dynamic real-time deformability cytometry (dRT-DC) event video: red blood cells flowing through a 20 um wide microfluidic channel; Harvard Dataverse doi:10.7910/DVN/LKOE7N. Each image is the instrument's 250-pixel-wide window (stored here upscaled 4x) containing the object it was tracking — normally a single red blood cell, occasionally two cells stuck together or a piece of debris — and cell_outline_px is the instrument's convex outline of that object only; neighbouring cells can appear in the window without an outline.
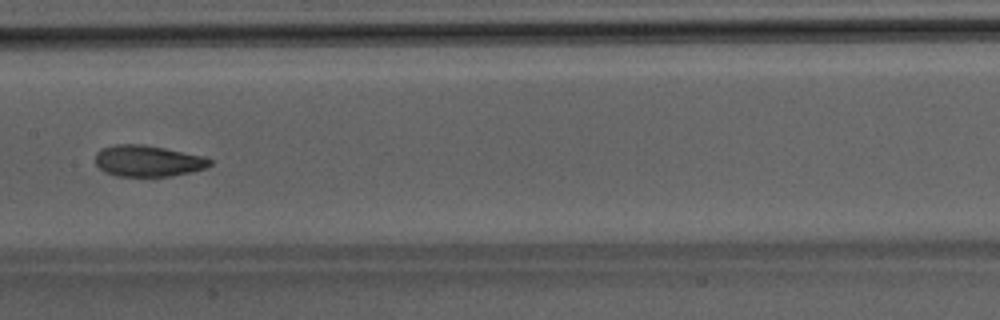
{"species": "Egyptian fruit bat (a non-hibernating species)", "species_latin": "Rousettus aegyptiacus", "temperature_condition": "room temperature", "stored_images_in_passage": 43, "camera_frame_rate_fps": 3000, "um_per_image_px": 0.085, "animal": {"sex": "male"}, "frame": {"image": 1, "passage_image": 25, "time_ms": 8.0, "image_size_px": [1000, 320], "cell_outline_px": [[212, 164], [204, 168], [192, 172], [172, 176], [116, 176], [104, 172], [96, 164], [96, 152], [104, 148], [116, 144], [144, 144], [204, 156], [212, 160]], "centroid_in_image_um": [12.58, 13.68], "position_along_channel_um": 194.8, "area_um2": 20.87}}
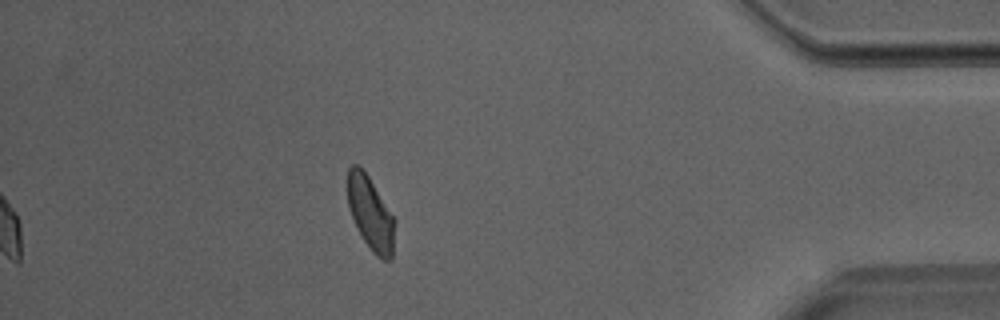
{"frame": {"image": 2, "passage_image": 43, "time_ms": 14.0, "image_size_px": [1000, 320], "cell_outline_px": [[396, 220], [392, 260], [380, 260], [372, 252], [356, 228], [348, 204], [348, 168], [352, 164], [356, 164], [368, 176]], "centroid_in_image_um": [31.52, 18.2], "position_along_channel_um": 403.7, "area_um2": 20.17}}